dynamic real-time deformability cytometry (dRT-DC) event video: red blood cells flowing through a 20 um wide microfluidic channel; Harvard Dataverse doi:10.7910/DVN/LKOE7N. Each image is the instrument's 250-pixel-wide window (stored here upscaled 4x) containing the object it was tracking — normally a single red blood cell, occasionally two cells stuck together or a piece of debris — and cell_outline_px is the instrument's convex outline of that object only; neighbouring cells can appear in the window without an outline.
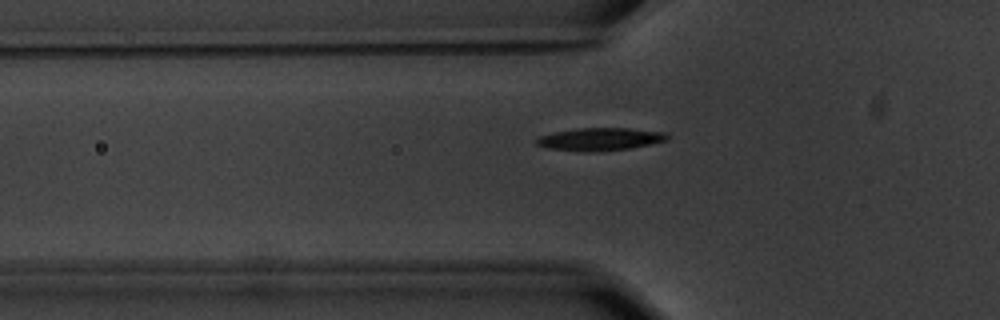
{"species": "common noctule bat (a hibernating species)", "species_latin": "Nyctalus noctula", "temperature_condition": "warm", "stored_images_in_passage": 42, "camera_frame_rate_fps": 3000, "um_per_image_px": 0.085, "animal": {"sex": "male", "body_mass_g": 20.1, "forearm_length_mm": 53.5}, "frame": {"image": 1, "passage_image": 5, "time_ms": 1.333, "image_size_px": [1000, 320], "cell_outline_px": [[668, 140], [628, 148], [596, 152], [584, 152], [548, 148], [536, 144], [536, 140], [540, 136], [552, 132], [576, 128], [628, 128], [668, 132]], "centroid_in_image_um": [51.0, 11.82], "position_along_channel_um": 74.8, "area_um2": 17.34}}
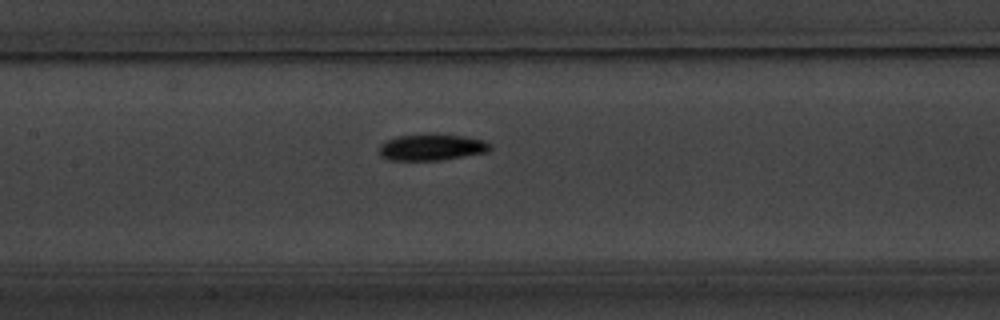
{"frame": {"image": 2, "passage_image": 13, "time_ms": 4.0, "image_size_px": [1000, 320], "cell_outline_px": [[492, 148], [488, 152], [440, 160], [388, 160], [380, 156], [380, 144], [396, 136], [464, 136], [484, 140], [492, 144]], "centroid_in_image_um": [36.72, 12.55], "position_along_channel_um": 170.7, "area_um2": 16.53}}
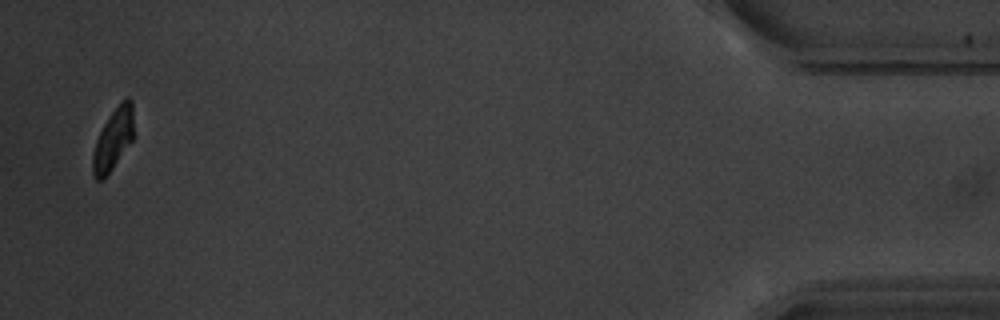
{"frame": {"image": 3, "passage_image": 41, "time_ms": 13.333, "image_size_px": [1000, 320], "cell_outline_px": [[136, 136], [112, 168], [100, 180], [96, 180], [92, 176], [92, 156], [96, 140], [108, 116], [120, 100], [128, 96], [132, 100]], "centroid_in_image_um": [9.67, 11.76], "position_along_channel_um": 425.5, "area_um2": 15.14}, "authors_computed_cell_mechanics": {"area_um2": 16.8776, "velocity_mm_per_s": 3.5691, "shape_relaxation_time_tau1_ms": 1.9728, "shape_relaxation_time_tau2_ms": 5.1103, "deformation_change_tau1": 0.1517, "deformation_change_tau2": 0.0941}}